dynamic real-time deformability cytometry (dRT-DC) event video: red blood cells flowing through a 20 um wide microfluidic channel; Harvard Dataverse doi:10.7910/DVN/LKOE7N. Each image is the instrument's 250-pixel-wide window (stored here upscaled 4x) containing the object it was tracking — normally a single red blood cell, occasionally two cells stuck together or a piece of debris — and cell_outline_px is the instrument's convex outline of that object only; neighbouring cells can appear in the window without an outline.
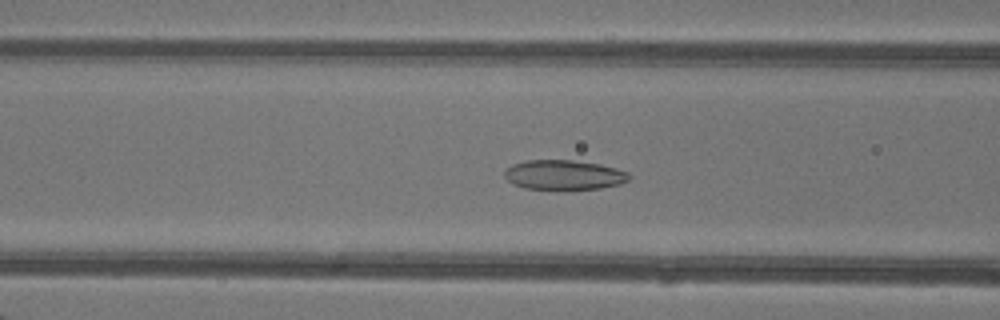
{"species": "common noctule bat (a hibernating species)", "species_latin": "Nyctalus noctula", "temperature_condition": "warm", "stored_images_in_passage": 50, "camera_frame_rate_fps": 3000, "um_per_image_px": 0.085, "animal": {"sex": "female"}, "frame": {"image": 1, "passage_image": 21, "time_ms": 6.667, "image_size_px": [1000, 320], "cell_outline_px": [[632, 176], [628, 180], [620, 184], [600, 188], [556, 192], [524, 188], [512, 184], [504, 176], [504, 172], [512, 164], [528, 160], [572, 160], [600, 164], [628, 172]], "centroid_in_image_um": [47.92, 14.91], "position_along_channel_um": 118.7, "area_um2": 22.31}}
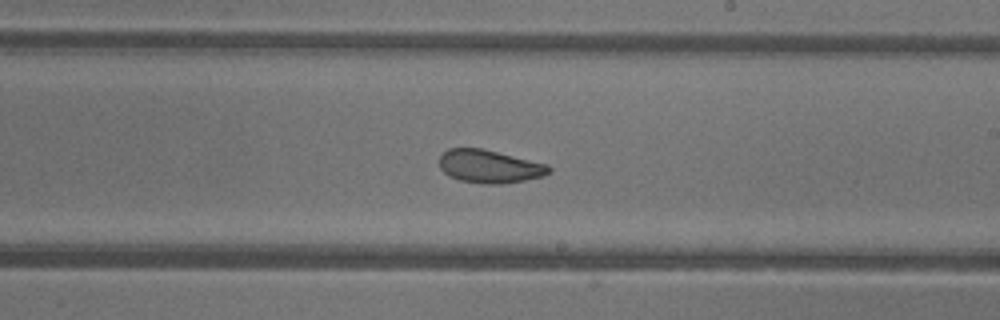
{"frame": {"image": 2, "passage_image": 30, "time_ms": 9.667, "image_size_px": [1000, 320], "cell_outline_px": [[552, 172], [544, 176], [524, 180], [500, 184], [480, 184], [460, 180], [448, 176], [440, 168], [440, 156], [448, 148], [484, 148], [548, 164], [552, 168]], "centroid_in_image_um": [41.63, 14.14], "position_along_channel_um": 247.4, "area_um2": 21.39}}
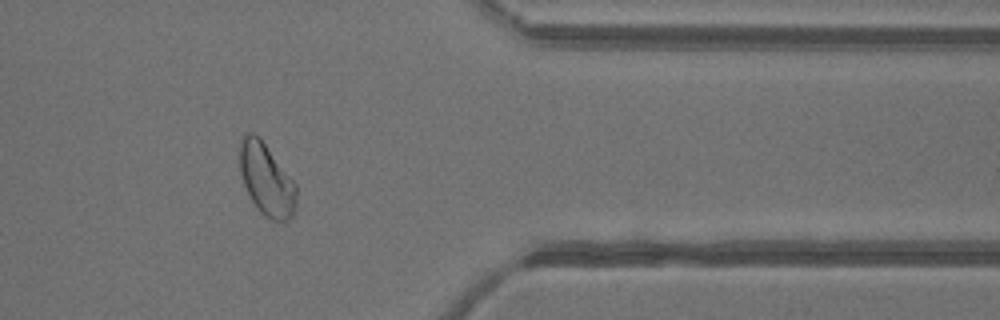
{"frame": {"image": 3, "passage_image": 41, "time_ms": 13.333, "image_size_px": [1000, 320], "cell_outline_px": [[296, 204], [292, 216], [288, 220], [272, 220], [264, 216], [260, 212], [252, 200], [244, 184], [240, 172], [240, 140], [244, 132], [252, 132], [260, 136], [296, 184]], "centroid_in_image_um": [22.64, 15.22], "position_along_channel_um": 388.8, "area_um2": 23.81}, "authors_computed_cell_mechanics": {"area_um2": 23.9292, "velocity_mm_per_s": 4.3034, "shape_relaxation_time_tau1_ms": 4.2506, "shape_relaxation_time_tau2_ms": 3.0549, "deformation_change_tau1": 0.1178, "deformation_change_tau2": 0.0854}}